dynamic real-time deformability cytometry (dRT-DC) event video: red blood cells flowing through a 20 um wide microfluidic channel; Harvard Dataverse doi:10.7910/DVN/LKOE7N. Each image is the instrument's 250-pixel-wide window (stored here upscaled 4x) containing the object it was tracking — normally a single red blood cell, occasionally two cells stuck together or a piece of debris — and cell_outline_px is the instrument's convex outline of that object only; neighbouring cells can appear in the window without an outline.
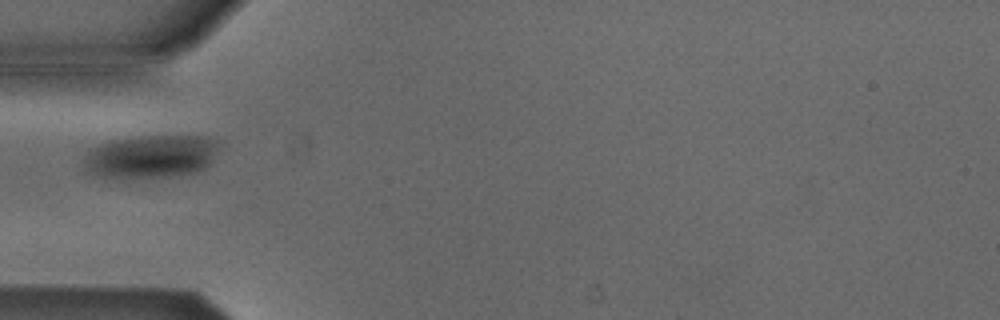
{"species": "Egyptian fruit bat (a non-hibernating species)", "species_latin": "Rousettus aegyptiacus", "temperature_condition": "cold", "stored_images_in_passage": 3, "camera_frame_rate_fps": 3000, "um_per_image_px": 0.085, "animal": {"sex": "male"}, "frame": {"image": 1, "passage_image": 1, "time_ms": 0.0, "image_size_px": [1000, 320], "cell_outline_px": [[220, 140], [208, 164], [204, 168], [196, 172], [180, 176], [136, 180], [104, 180], [88, 176], [84, 172], [84, 156], [92, 148], [108, 140], [136, 136], [208, 136]], "centroid_in_image_um": [12.68, 13.37], "position_along_channel_um": 72.3, "area_um2": 35.66}}
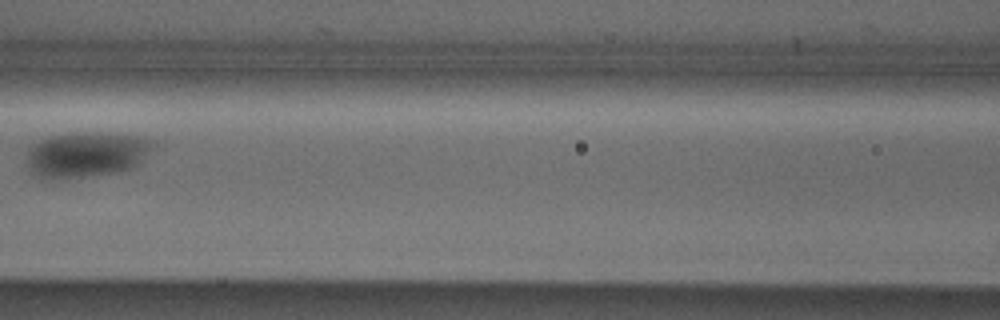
{"frame": {"image": 2, "passage_image": 3, "time_ms": 0.667, "image_size_px": [1000, 320], "cell_outline_px": [[156, 144], [132, 168], [116, 172], [64, 180], [48, 180], [32, 176], [24, 156], [40, 140], [52, 136], [72, 132], [100, 132], [144, 136], [152, 140]], "centroid_in_image_um": [7.29, 13.15], "position_along_channel_um": 159.3, "area_um2": 33.99}}